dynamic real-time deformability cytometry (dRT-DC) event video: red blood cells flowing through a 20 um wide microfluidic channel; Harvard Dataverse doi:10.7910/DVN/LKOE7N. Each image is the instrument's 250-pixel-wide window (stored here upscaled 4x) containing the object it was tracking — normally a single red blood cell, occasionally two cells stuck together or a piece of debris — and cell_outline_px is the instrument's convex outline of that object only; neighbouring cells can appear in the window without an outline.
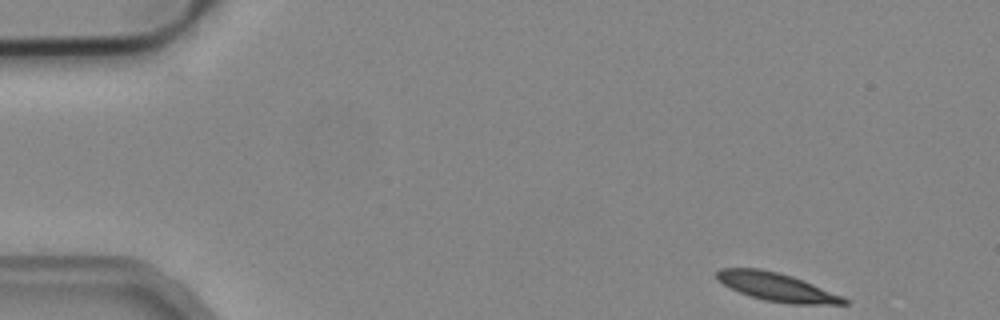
{"species": "common noctule bat (a hibernating species)", "species_latin": "Nyctalus noctula", "temperature_condition": "cold", "stored_images_in_passage": 48, "camera_frame_rate_fps": 3000, "um_per_image_px": 0.085, "animal": {"sex": "male", "body_mass_g": 19.2, "forearm_length_mm": 51.8}, "frame": {"image": 1, "passage_image": 1, "time_ms": 0.0, "image_size_px": [1000, 320], "cell_outline_px": [[848, 304], [792, 304], [764, 300], [740, 292], [716, 280], [716, 272], [720, 268], [760, 268], [780, 272], [804, 280], [844, 296], [848, 300]], "centroid_in_image_um": [66.05, 24.38], "position_along_channel_um": 18.9, "area_um2": 21.04}}
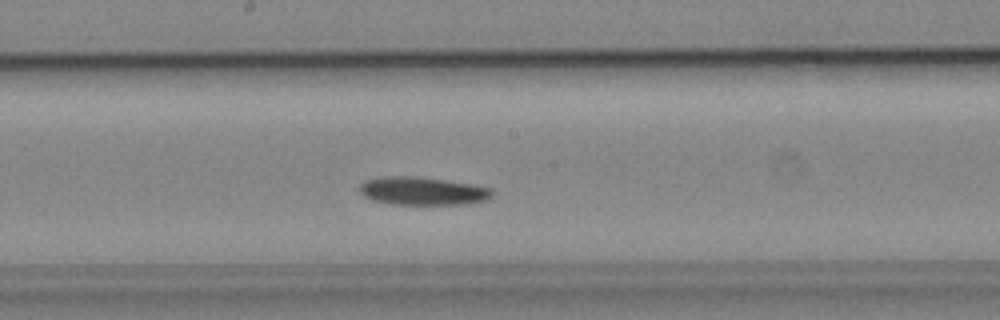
{"frame": {"image": 2, "passage_image": 24, "time_ms": 7.667, "image_size_px": [1000, 320], "cell_outline_px": [[492, 196], [484, 200], [468, 204], [388, 204], [372, 200], [364, 196], [360, 192], [360, 184], [364, 180], [380, 176], [416, 176], [472, 184], [492, 188]], "centroid_in_image_um": [35.88, 16.23], "position_along_channel_um": 212.3, "area_um2": 21.79}}
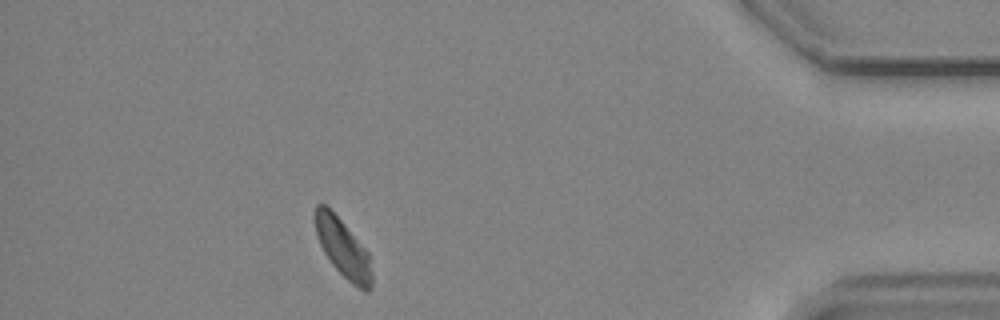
{"frame": {"image": 3, "passage_image": 43, "time_ms": 14.0, "image_size_px": [1000, 320], "cell_outline_px": [[372, 288], [368, 292], [364, 292], [352, 284], [332, 264], [324, 252], [320, 244], [316, 232], [316, 204], [324, 204], [344, 224], [368, 252], [372, 276]], "centroid_in_image_um": [29.19, 21.16], "position_along_channel_um": 406.0, "area_um2": 18.73}, "authors_computed_cell_mechanics": {"area_um2": 21.0681, "velocity_mm_per_s": 3.8532, "shape_relaxation_time_tau1_ms": null, "shape_relaxation_time_tau2_ms": 6.6839, "deformation_change_tau1": null, "deformation_change_tau2": 0.1153}}